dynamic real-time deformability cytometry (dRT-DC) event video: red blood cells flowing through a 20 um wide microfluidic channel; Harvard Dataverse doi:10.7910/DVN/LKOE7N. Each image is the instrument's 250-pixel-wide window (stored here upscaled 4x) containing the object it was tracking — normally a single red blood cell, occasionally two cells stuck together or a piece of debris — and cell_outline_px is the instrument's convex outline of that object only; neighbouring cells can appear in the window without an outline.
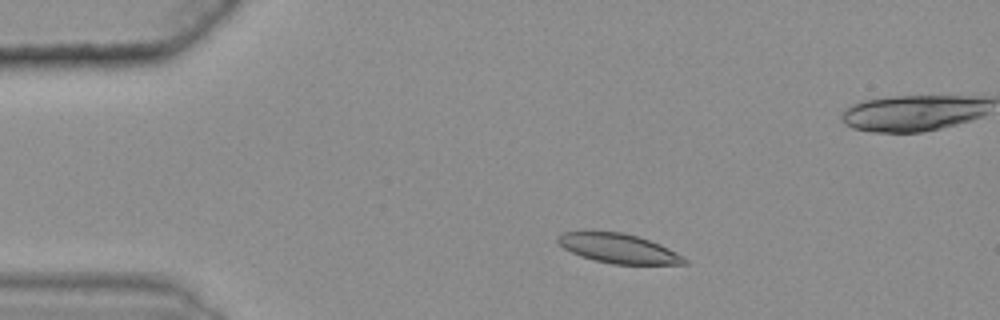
{"species": "common noctule bat (a hibernating species)", "species_latin": "Nyctalus noctula", "temperature_condition": "warm", "stored_images_in_passage": 43, "camera_frame_rate_fps": 3000, "um_per_image_px": 0.085, "animal": {"sex": "female", "body_mass_g": 25.1}, "frame": {"image": 1, "passage_image": 8, "time_ms": 2.333, "image_size_px": [1000, 320], "cell_outline_px": [[688, 264], [612, 264], [580, 256], [564, 248], [556, 240], [556, 236], [564, 232], [620, 232], [636, 236], [660, 244], [684, 256], [688, 260]], "centroid_in_image_um": [52.59, 21.13], "position_along_channel_um": 32.4, "area_um2": 21.44}}
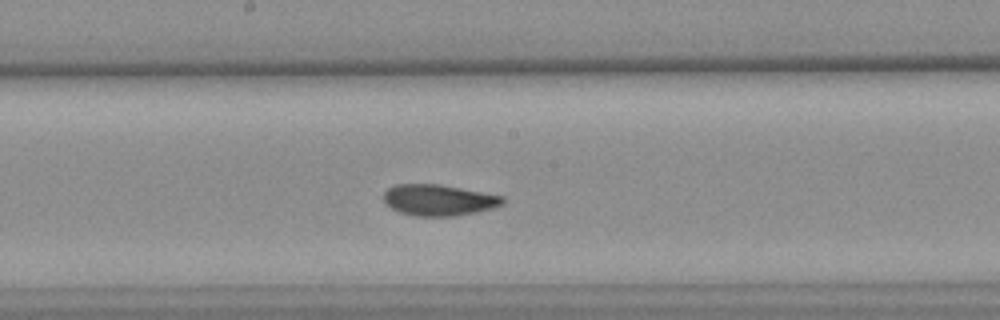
{"frame": {"image": 2, "passage_image": 27, "time_ms": 8.667, "image_size_px": [1000, 320], "cell_outline_px": [[504, 204], [492, 208], [476, 212], [456, 216], [412, 216], [400, 212], [384, 204], [384, 192], [388, 188], [396, 184], [440, 184], [504, 196]], "centroid_in_image_um": [37.28, 17.0], "position_along_channel_um": 210.9, "area_um2": 21.73}}
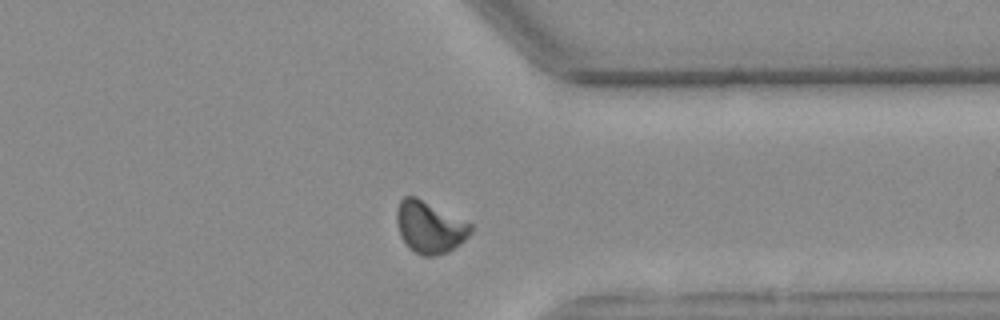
{"frame": {"image": 3, "passage_image": 41, "time_ms": 13.333, "image_size_px": [1000, 320], "cell_outline_px": [[472, 232], [460, 244], [448, 252], [432, 256], [420, 256], [408, 248], [400, 236], [396, 220], [396, 212], [400, 200], [404, 196], [416, 196], [472, 224]], "centroid_in_image_um": [36.5, 19.32], "position_along_channel_um": 374.9, "area_um2": 22.48}, "authors_computed_cell_mechanics": {"area_um2": 22.0796, "velocity_mm_per_s": 3.5817, "shape_relaxation_time_tau1_ms": 6.07, "shape_relaxation_time_tau2_ms": 1.4692, "deformation_change_tau1": 0.1423, "deformation_change_tau2": 0.0589}}